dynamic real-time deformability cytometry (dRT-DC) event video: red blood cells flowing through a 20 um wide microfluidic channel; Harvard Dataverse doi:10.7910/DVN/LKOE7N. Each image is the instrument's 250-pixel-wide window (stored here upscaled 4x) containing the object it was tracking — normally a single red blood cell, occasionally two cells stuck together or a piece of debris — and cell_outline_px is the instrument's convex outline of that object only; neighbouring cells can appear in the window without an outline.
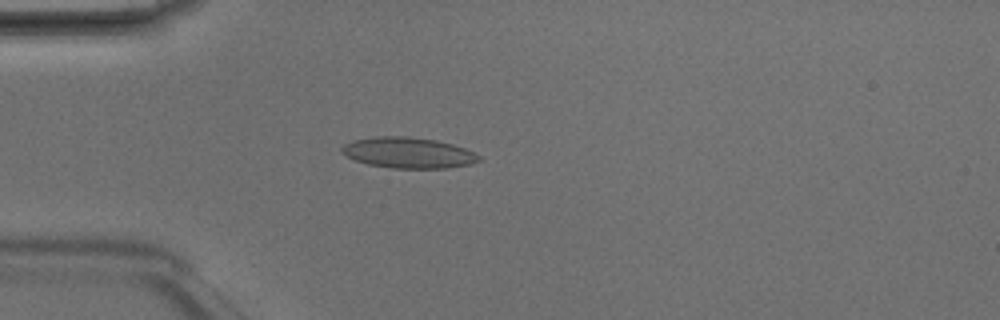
{"species": "Egyptian fruit bat (a non-hibernating species)", "species_latin": "Rousettus aegyptiacus", "temperature_condition": "room temperature", "stored_images_in_passage": 3, "camera_frame_rate_fps": 3000, "um_per_image_px": 0.085, "animal": {"sex": "male"}, "frame": {"image": 1, "passage_image": 3, "time_ms": 0.667, "image_size_px": [1000, 320], "cell_outline_px": [[480, 160], [468, 164], [448, 168], [392, 168], [368, 164], [356, 160], [340, 152], [340, 148], [344, 144], [352, 140], [376, 136], [408, 136], [436, 140], [452, 144], [464, 148], [480, 156]], "centroid_in_image_um": [34.66, 12.97], "position_along_channel_um": 50.3, "area_um2": 24.51}}